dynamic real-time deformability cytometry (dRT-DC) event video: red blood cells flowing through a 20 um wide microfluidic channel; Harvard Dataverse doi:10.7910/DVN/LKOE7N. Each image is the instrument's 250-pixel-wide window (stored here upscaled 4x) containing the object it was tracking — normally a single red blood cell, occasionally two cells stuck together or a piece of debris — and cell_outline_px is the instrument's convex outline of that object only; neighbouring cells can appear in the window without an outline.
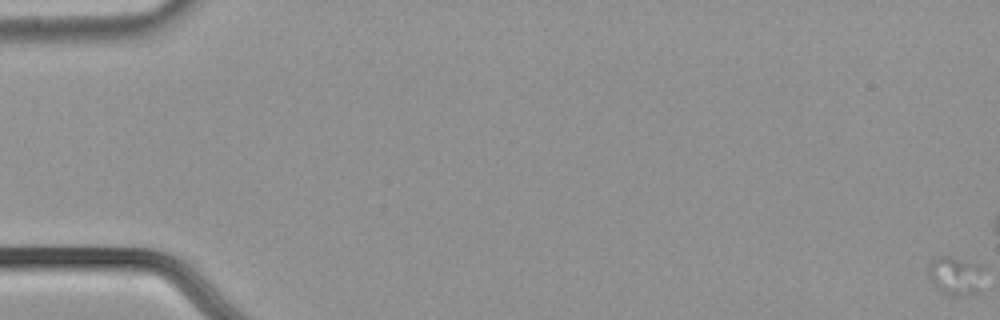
{"species": "common noctule bat (a hibernating species)", "species_latin": "Nyctalus noctula", "temperature_condition": "cold", "stored_images_in_passage": 23, "camera_frame_rate_fps": 3000, "um_per_image_px": 0.085, "animal": {"sex": "male", "body_mass_g": 21.5, "forearm_length_mm": 52.0}, "frame": {"image": 1, "passage_image": 1, "time_ms": 0.0, "image_size_px": [1000, 320], "cell_outline_px": [[980, 268], [976, 292], [956, 296], [952, 296], [940, 292], [932, 284], [928, 272], [928, 264], [932, 260], [940, 256], [948, 256], [980, 264]], "centroid_in_image_um": [81.09, 23.42], "position_along_channel_um": 3.9, "area_um2": 11.91}}